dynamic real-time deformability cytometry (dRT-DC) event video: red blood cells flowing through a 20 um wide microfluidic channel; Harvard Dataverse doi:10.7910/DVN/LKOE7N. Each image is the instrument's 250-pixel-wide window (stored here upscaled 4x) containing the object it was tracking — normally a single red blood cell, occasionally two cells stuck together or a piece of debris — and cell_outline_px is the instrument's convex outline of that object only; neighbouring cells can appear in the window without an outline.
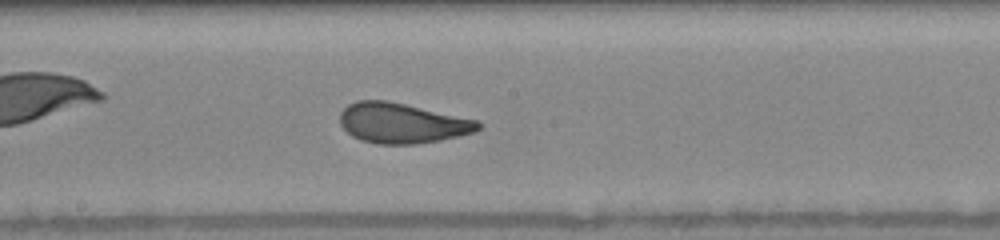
{"species": "human", "species_latin": "Homo sapiens", "temperature_condition": "warm", "stored_images_in_passage": 65, "camera_frame_rate_fps": 3000, "um_per_image_px": 0.085, "donor": {"sex": "female"}, "frame": {"image": 1, "passage_image": 33, "time_ms": 9.333, "image_size_px": [1000, 240], "cell_outline_px": [[484, 124], [476, 132], [440, 140], [416, 144], [380, 144], [360, 140], [352, 136], [340, 124], [340, 112], [348, 104], [356, 100], [388, 100], [480, 120]], "centroid_in_image_um": [34.21, 10.45], "position_along_channel_um": 214.0, "area_um2": 32.71}}
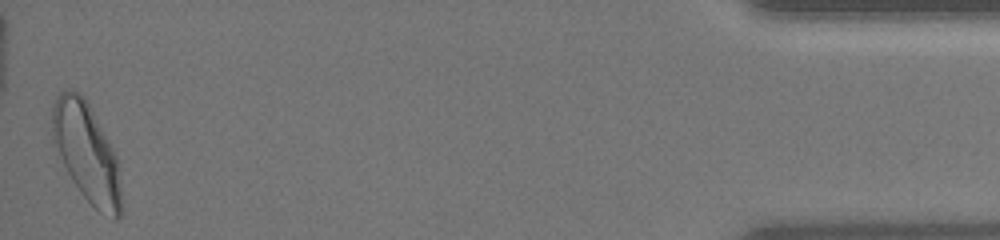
{"frame": {"image": 2, "passage_image": 65, "time_ms": 16.667, "image_size_px": [1000, 240], "cell_outline_px": [[120, 216], [116, 220], [100, 212], [84, 196], [72, 180], [52, 144], [52, 104], [56, 96], [60, 92], [68, 88], [72, 88], [80, 92], [84, 96], [108, 140], [116, 156], [120, 188]], "centroid_in_image_um": [7.31, 12.9], "position_along_channel_um": 427.9, "area_um2": 39.3}, "authors_computed_cell_mechanics": {"area_um2": 32.1946, "velocity_mm_per_s": 3.9589, "shape_relaxation_time_tau1_ms": 3.2427, "shape_relaxation_time_tau2_ms": 0.8001, "deformation_change_tau1": 0.1633, "deformation_change_tau2": 0.071}}